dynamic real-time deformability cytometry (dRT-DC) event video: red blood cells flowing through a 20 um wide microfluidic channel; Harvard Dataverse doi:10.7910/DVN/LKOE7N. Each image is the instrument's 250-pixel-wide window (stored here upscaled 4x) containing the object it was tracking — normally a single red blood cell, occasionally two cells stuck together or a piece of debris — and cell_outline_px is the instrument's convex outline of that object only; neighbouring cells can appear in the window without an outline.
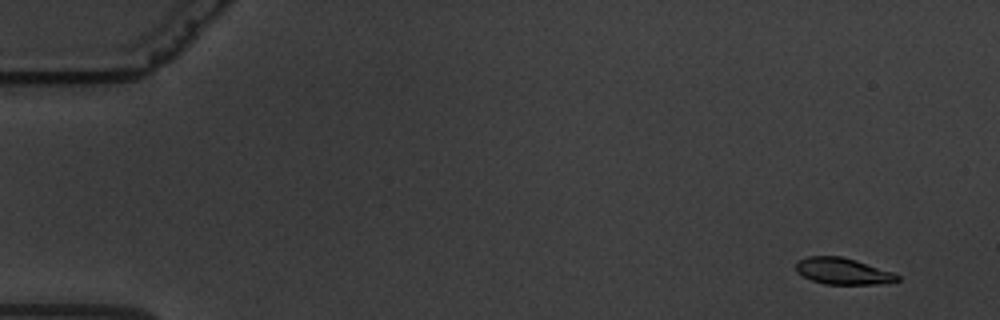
{"species": "common noctule bat (a hibernating species)", "species_latin": "Nyctalus noctula", "temperature_condition": "warm", "stored_images_in_passage": 58, "camera_frame_rate_fps": 3000, "um_per_image_px": 0.085, "animal": {"sex": "male", "body_mass_g": 19.5, "forearm_length_mm": 54.6}, "frame": {"image": 1, "passage_image": 1, "time_ms": 0.0, "image_size_px": [1000, 320], "cell_outline_px": [[900, 280], [876, 284], [824, 284], [812, 280], [796, 272], [796, 264], [800, 260], [808, 256], [840, 256], [856, 260], [892, 272], [900, 276]], "centroid_in_image_um": [71.63, 23.05], "position_along_channel_um": 13.4, "area_um2": 15.43}}
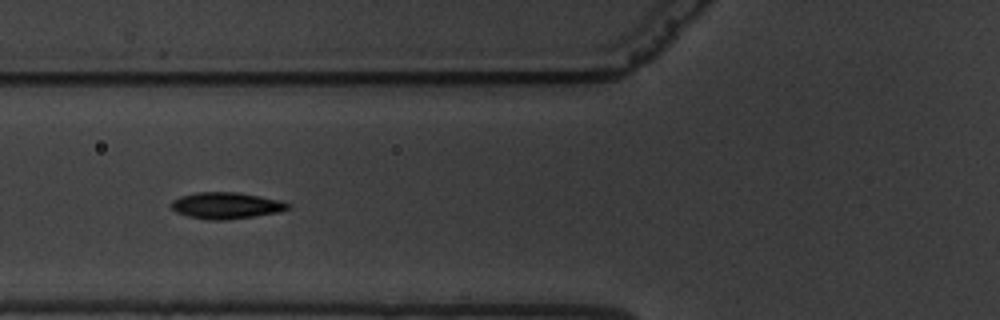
{"frame": {"image": 2, "passage_image": 21, "time_ms": 6.667, "image_size_px": [1000, 320], "cell_outline_px": [[292, 208], [276, 212], [256, 216], [224, 220], [208, 220], [188, 216], [176, 212], [172, 208], [172, 200], [180, 196], [196, 192], [236, 192], [260, 196], [280, 200], [292, 204]], "centroid_in_image_um": [19.24, 17.47], "position_along_channel_um": 106.6, "area_um2": 18.03}}
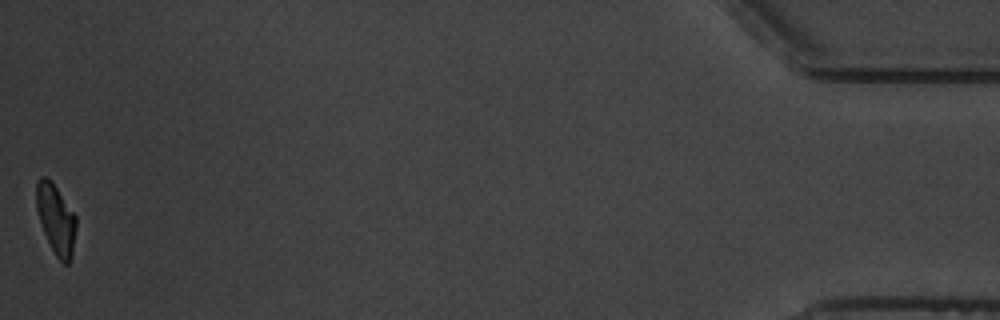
{"frame": {"image": 3, "passage_image": 58, "time_ms": 19.0, "image_size_px": [1000, 320], "cell_outline_px": [[76, 228], [72, 256], [68, 264], [64, 264], [56, 256], [44, 232], [36, 208], [36, 180], [40, 176], [44, 176], [52, 180], [76, 216]], "centroid_in_image_um": [4.75, 18.59], "position_along_channel_um": 430.4, "area_um2": 16.18}, "authors_computed_cell_mechanics": {"area_um2": 17.1088, "velocity_mm_per_s": 3.3687, "shape_relaxation_time_tau1_ms": 2.9403, "shape_relaxation_time_tau2_ms": 1.2097, "deformation_change_tau1": 0.1313, "deformation_change_tau2": 0.0633}}